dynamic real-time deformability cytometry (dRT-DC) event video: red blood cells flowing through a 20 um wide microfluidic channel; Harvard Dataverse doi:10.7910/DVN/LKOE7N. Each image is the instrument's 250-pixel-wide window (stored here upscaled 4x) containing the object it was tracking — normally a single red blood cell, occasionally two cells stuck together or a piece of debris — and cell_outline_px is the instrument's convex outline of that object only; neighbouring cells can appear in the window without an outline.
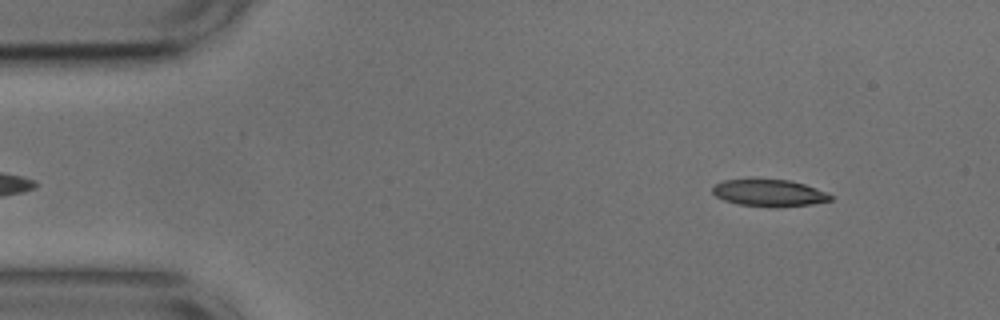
{"species": "common noctule bat (a hibernating species)", "species_latin": "Nyctalus noctula", "temperature_condition": "cold", "stored_images_in_passage": 50, "camera_frame_rate_fps": 3000, "um_per_image_px": 0.085, "animal": {"sex": "male", "body_mass_g": 17.9, "forearm_length_mm": 54.2}, "frame": {"image": 1, "passage_image": 3, "time_ms": 0.667, "image_size_px": [1000, 320], "cell_outline_px": [[832, 200], [812, 204], [776, 208], [772, 208], [736, 204], [724, 200], [716, 196], [712, 192], [712, 188], [716, 184], [724, 180], [788, 180], [804, 184], [828, 192], [832, 196]], "centroid_in_image_um": [65.4, 16.43], "position_along_channel_um": 19.6, "area_um2": 18.55}}
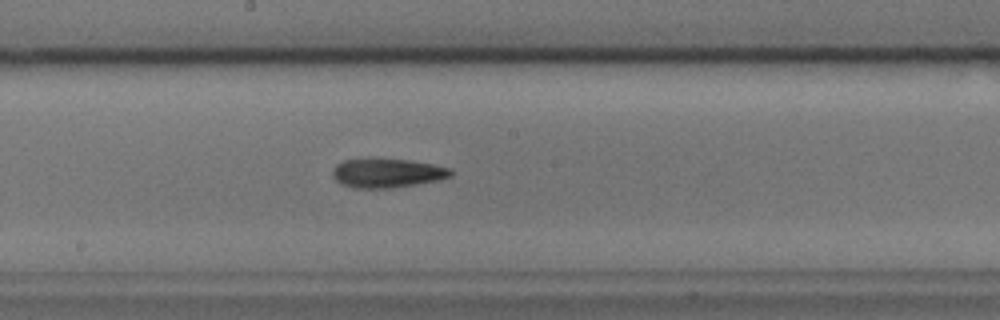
{"frame": {"image": 2, "passage_image": 25, "time_ms": 8.0, "image_size_px": [1000, 320], "cell_outline_px": [[452, 176], [440, 180], [416, 184], [388, 188], [356, 188], [340, 184], [332, 176], [332, 168], [336, 164], [344, 160], [368, 156], [408, 160], [432, 164], [452, 168]], "centroid_in_image_um": [32.86, 14.67], "position_along_channel_um": 215.3, "area_um2": 20.69}}
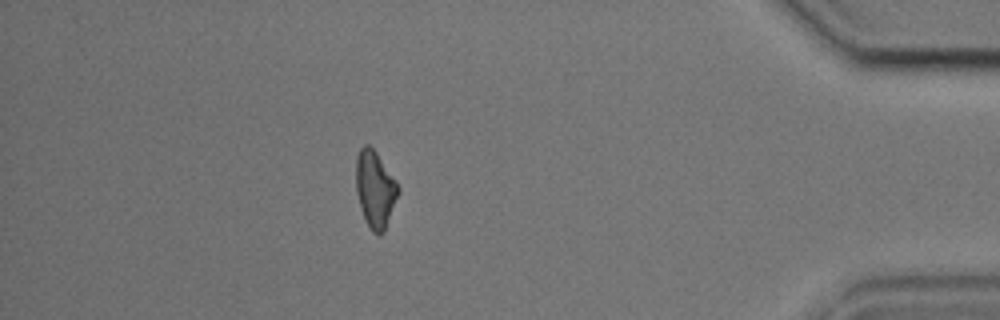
{"frame": {"image": 3, "passage_image": 44, "time_ms": 14.333, "image_size_px": [1000, 320], "cell_outline_px": [[400, 192], [384, 232], [380, 236], [372, 232], [360, 208], [356, 192], [356, 156], [360, 148], [364, 144], [368, 144], [376, 152], [396, 180], [400, 188]], "centroid_in_image_um": [31.89, 16.08], "position_along_channel_um": 403.3, "area_um2": 19.02}, "authors_computed_cell_mechanics": {"area_um2": 19.2474, "velocity_mm_per_s": 3.7043, "shape_relaxation_time_tau1_ms": 9.5486, "shape_relaxation_time_tau2_ms": null, "deformation_change_tau1": 0.197, "deformation_change_tau2": null}}